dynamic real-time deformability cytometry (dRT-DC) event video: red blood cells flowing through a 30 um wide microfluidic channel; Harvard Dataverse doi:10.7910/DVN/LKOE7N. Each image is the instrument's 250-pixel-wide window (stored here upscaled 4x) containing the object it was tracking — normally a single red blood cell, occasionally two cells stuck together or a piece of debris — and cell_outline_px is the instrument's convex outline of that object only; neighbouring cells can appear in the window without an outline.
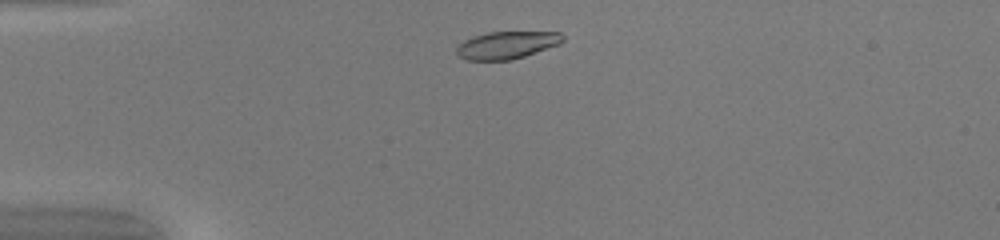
{"species": "common noctule bat (a hibernating species)", "species_latin": "Nyctalus noctula", "temperature_condition": "warm", "stored_images_in_passage": 40, "camera_frame_rate_fps": 3000, "um_per_image_px": 0.085, "animal": {"sex": "female", "body_mass_g": 20.0, "forearm_length_mm": 54.0}, "frame": {"image": 1, "passage_image": 3, "time_ms": 0.667, "image_size_px": [1000, 240], "cell_outline_px": [[564, 40], [560, 44], [512, 60], [468, 60], [460, 56], [456, 52], [456, 48], [464, 40], [488, 32], [560, 32], [564, 36]], "centroid_in_image_um": [43.1, 3.83], "position_along_channel_um": 41.9, "area_um2": 16.82}}
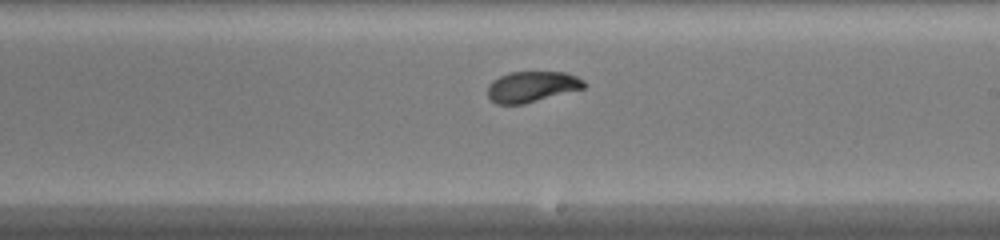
{"frame": {"image": 2, "passage_image": 20, "time_ms": 6.333, "image_size_px": [1000, 240], "cell_outline_px": [[588, 84], [584, 88], [524, 104], [496, 104], [488, 96], [488, 84], [492, 80], [508, 72], [564, 72], [576, 76], [584, 80]], "centroid_in_image_um": [45.21, 7.36], "position_along_channel_um": 243.8, "area_um2": 17.34}}
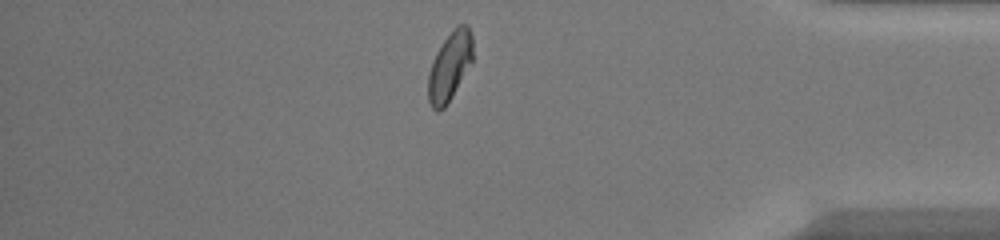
{"frame": {"image": 3, "passage_image": 33, "time_ms": 10.667, "image_size_px": [1000, 240], "cell_outline_px": [[472, 64], [452, 96], [444, 108], [436, 112], [432, 108], [428, 100], [428, 72], [432, 60], [436, 52], [444, 40], [460, 24], [468, 24], [472, 36]], "centroid_in_image_um": [38.22, 5.66], "position_along_channel_um": 397.0, "area_um2": 17.86}}